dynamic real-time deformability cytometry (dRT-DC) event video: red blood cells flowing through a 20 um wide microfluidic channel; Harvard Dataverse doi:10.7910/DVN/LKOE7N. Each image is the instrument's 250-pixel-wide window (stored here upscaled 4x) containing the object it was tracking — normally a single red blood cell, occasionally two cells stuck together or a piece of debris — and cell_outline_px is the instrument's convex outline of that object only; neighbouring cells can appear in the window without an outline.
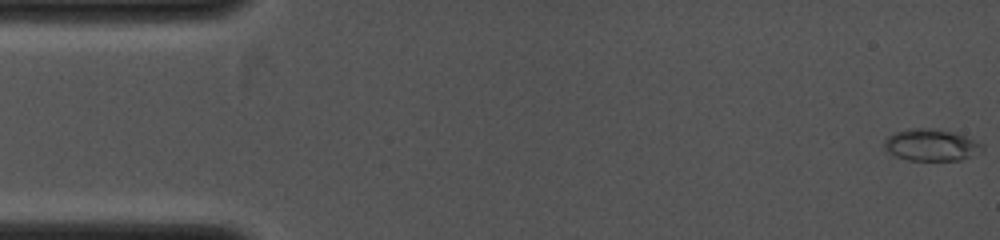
{"species": "common noctule bat (a hibernating species)", "species_latin": "Nyctalus noctula", "temperature_condition": "cold", "stored_images_in_passage": 11, "camera_frame_rate_fps": 4000, "um_per_image_px": 0.085, "animal": {"sex": "female", "body_mass_g": 19.0, "forearm_length_mm": 53.3}, "frame": {"image": 1, "passage_image": 1, "time_ms": 0.0, "image_size_px": [1000, 240], "cell_outline_px": [[984, 152], [960, 160], [908, 160], [896, 156], [884, 148], [884, 140], [888, 136], [896, 132], [908, 128], [936, 128], [952, 132], [964, 136], [984, 144]], "centroid_in_image_um": [79.18, 12.32], "position_along_channel_um": 5.8, "area_um2": 18.26}}
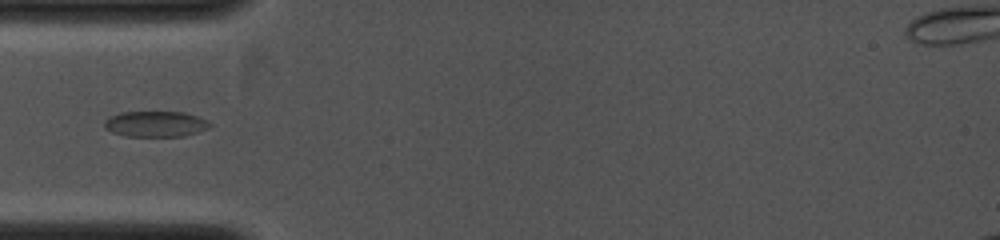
{"frame": {"image": 2, "passage_image": 7, "time_ms": 3.75, "image_size_px": [1000, 240], "cell_outline_px": [[212, 124], [208, 128], [184, 136], [124, 136], [112, 132], [104, 128], [104, 120], [108, 116], [120, 112], [184, 112], [208, 120]], "centroid_in_image_um": [13.18, 10.53], "position_along_channel_um": 71.8, "area_um2": 15.9}}
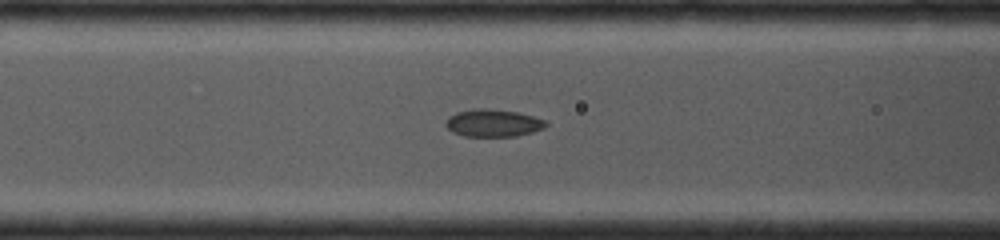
{"frame": {"image": 3, "passage_image": 10, "time_ms": 4.75, "image_size_px": [1000, 240], "cell_outline_px": [[548, 124], [544, 128], [532, 132], [516, 136], [464, 136], [452, 132], [444, 124], [448, 116], [456, 112], [476, 108], [488, 108], [520, 112], [548, 120]], "centroid_in_image_um": [41.93, 10.44], "position_along_channel_um": 124.7, "area_um2": 16.3}}